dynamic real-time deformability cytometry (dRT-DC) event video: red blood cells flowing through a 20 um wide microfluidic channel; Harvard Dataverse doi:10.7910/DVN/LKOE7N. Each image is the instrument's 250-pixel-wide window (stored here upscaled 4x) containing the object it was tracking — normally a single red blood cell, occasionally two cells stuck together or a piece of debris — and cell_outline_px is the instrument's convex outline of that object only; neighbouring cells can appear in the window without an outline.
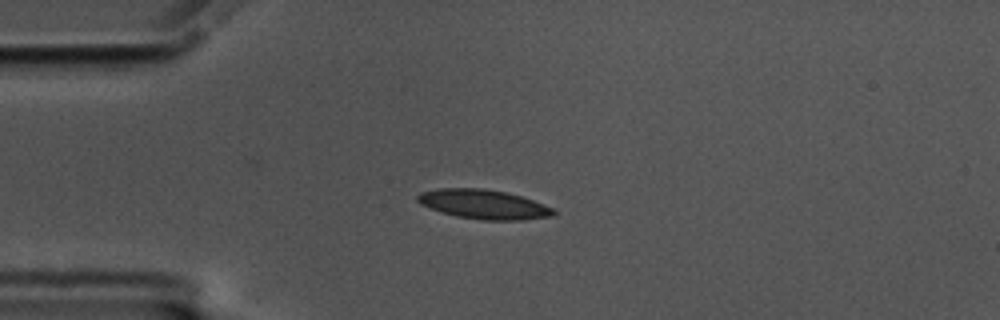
{"species": "common noctule bat (a hibernating species)", "species_latin": "Nyctalus noctula", "temperature_condition": "cold", "stored_images_in_passage": 44, "camera_frame_rate_fps": 3000, "um_per_image_px": 0.085, "animal": {"sex": "male", "body_mass_g": 17.5, "forearm_length_mm": 52.3}, "frame": {"image": 1, "passage_image": 1, "time_ms": 0.0, "image_size_px": [1000, 320], "cell_outline_px": [[556, 212], [552, 216], [520, 220], [484, 220], [456, 216], [440, 212], [420, 204], [416, 200], [416, 196], [420, 192], [440, 188], [484, 188], [504, 192], [520, 196], [556, 208]], "centroid_in_image_um": [41.09, 17.36], "position_along_channel_um": 43.9, "area_um2": 23.29}}
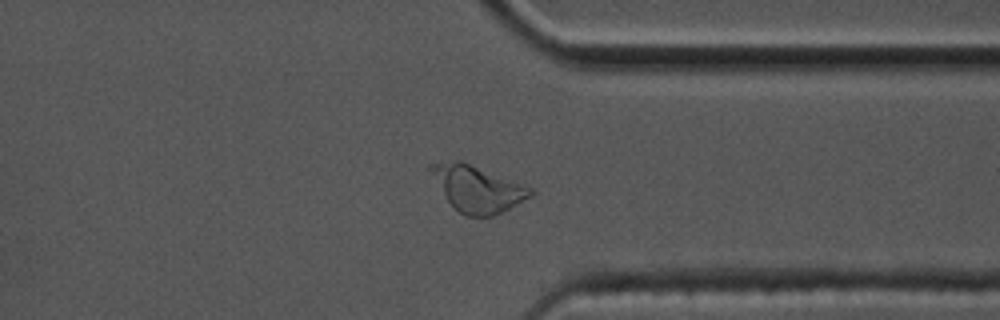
{"frame": {"image": 2, "passage_image": 31, "time_ms": 10.0, "image_size_px": [1000, 320], "cell_outline_px": [[532, 196], [492, 216], [464, 216], [448, 200], [428, 168], [428, 164], [456, 160], [460, 160], [532, 188]], "centroid_in_image_um": [40.56, 16.03], "position_along_channel_um": 370.8, "area_um2": 25.95}}
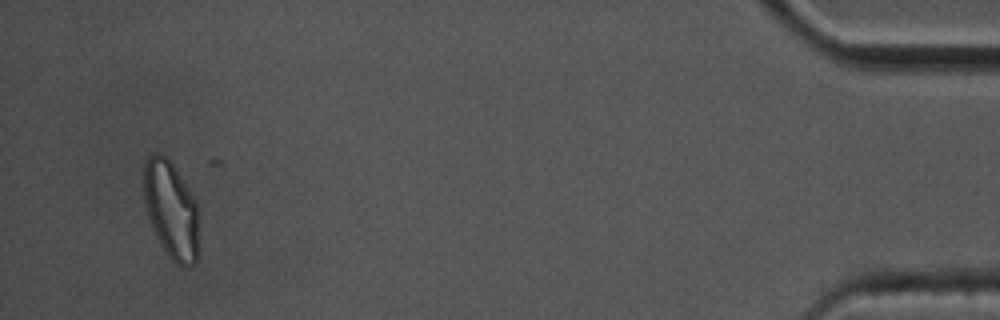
{"frame": {"image": 3, "passage_image": 42, "time_ms": 13.667, "image_size_px": [1000, 320], "cell_outline_px": [[196, 264], [188, 268], [184, 268], [176, 264], [168, 256], [160, 244], [152, 228], [144, 204], [144, 160], [152, 152], [160, 152], [172, 164], [188, 188], [196, 204]], "centroid_in_image_um": [14.49, 17.84], "position_along_channel_um": 420.7, "area_um2": 30.92}, "authors_computed_cell_mechanics": {"area_um2": 21.9929, "velocity_mm_per_s": 3.4703, "shape_relaxation_time_tau1_ms": 8.6571, "shape_relaxation_time_tau2_ms": 3.0406, "deformation_change_tau1": 0.1852, "deformation_change_tau2": 0.0889}}